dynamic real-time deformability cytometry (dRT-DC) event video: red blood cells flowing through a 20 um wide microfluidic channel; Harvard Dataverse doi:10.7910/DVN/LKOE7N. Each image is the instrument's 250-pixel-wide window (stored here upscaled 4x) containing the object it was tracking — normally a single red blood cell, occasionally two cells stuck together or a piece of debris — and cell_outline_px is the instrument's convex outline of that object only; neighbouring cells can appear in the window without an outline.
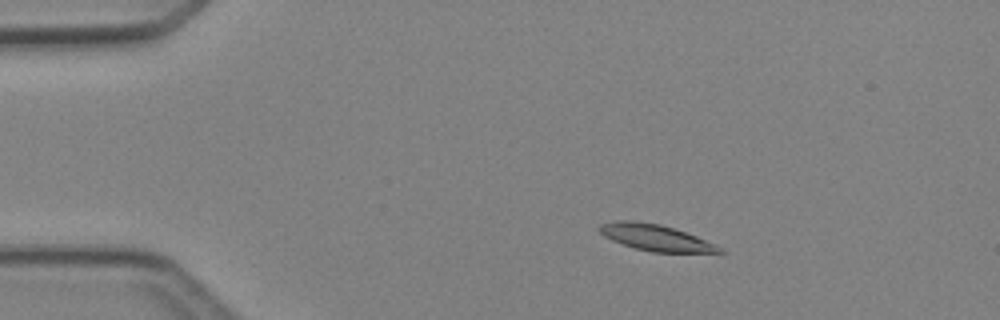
{"species": "Egyptian fruit bat (a non-hibernating species)", "species_latin": "Rousettus aegyptiacus", "temperature_condition": "cold", "stored_images_in_passage": 41, "camera_frame_rate_fps": 3000, "um_per_image_px": 0.085, "animal": {"sex": "female"}, "frame": {"image": 1, "passage_image": 1, "time_ms": 0.0, "image_size_px": [1000, 320], "cell_outline_px": [[724, 252], [652, 252], [636, 248], [612, 240], [604, 236], [596, 228], [600, 224], [620, 220], [632, 220], [660, 224], [696, 236], [720, 248]], "centroid_in_image_um": [55.63, 20.18], "position_along_channel_um": 29.4, "area_um2": 17.86}}
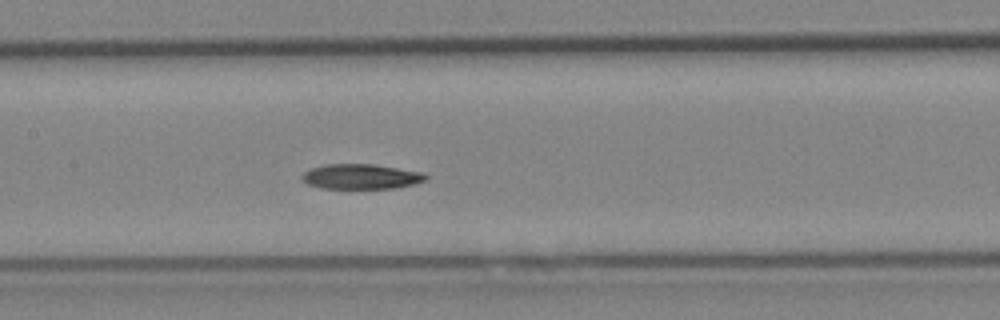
{"frame": {"image": 2, "passage_image": 16, "time_ms": 5.0, "image_size_px": [1000, 320], "cell_outline_px": [[428, 176], [424, 180], [412, 184], [392, 188], [320, 188], [308, 184], [300, 180], [300, 176], [304, 172], [312, 168], [324, 164], [372, 164], [424, 172]], "centroid_in_image_um": [30.63, 15.0], "position_along_channel_um": 176.8, "area_um2": 17.98}}
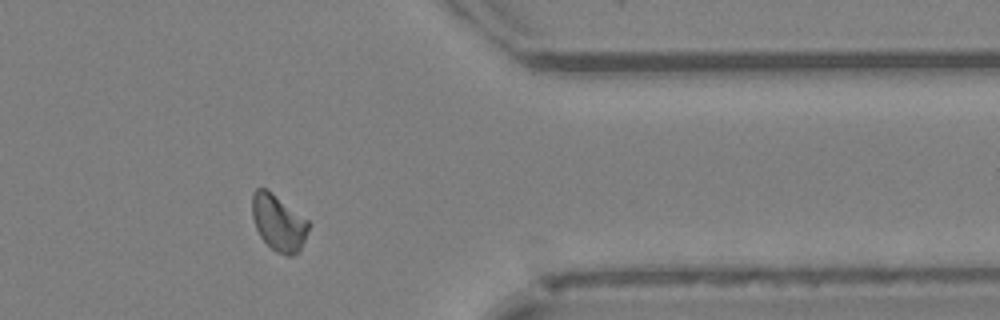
{"frame": {"image": 3, "passage_image": 32, "time_ms": 10.333, "image_size_px": [1000, 320], "cell_outline_px": [[312, 224], [300, 252], [292, 256], [284, 256], [276, 252], [260, 236], [256, 228], [252, 216], [252, 192], [256, 188], [264, 188], [272, 192], [308, 220]], "centroid_in_image_um": [23.7, 18.95], "position_along_channel_um": 387.7, "area_um2": 18.79}, "authors_computed_cell_mechanics": {"area_um2": 18.4382, "velocity_mm_per_s": 4.2149, "shape_relaxation_time_tau1_ms": 6.9255, "shape_relaxation_time_tau2_ms": null, "deformation_change_tau1": 0.1498, "deformation_change_tau2": null}}